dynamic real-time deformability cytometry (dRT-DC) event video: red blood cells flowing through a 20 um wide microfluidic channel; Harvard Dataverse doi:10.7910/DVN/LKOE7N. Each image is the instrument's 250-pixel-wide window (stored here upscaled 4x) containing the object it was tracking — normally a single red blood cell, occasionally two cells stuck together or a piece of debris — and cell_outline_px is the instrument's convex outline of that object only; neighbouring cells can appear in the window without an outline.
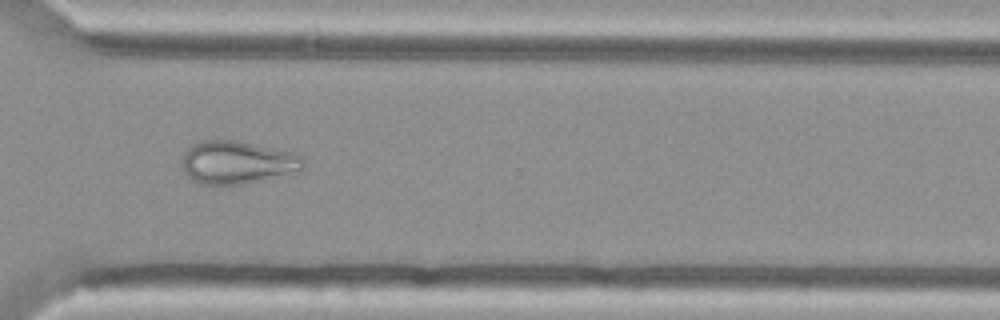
{"species": "Egyptian fruit bat (a non-hibernating species)", "species_latin": "Rousettus aegyptiacus", "temperature_condition": "cold", "stored_images_in_passage": 54, "camera_frame_rate_fps": 3000, "um_per_image_px": 0.085, "animal": {"sex": "female"}, "frame": {"image": 1, "passage_image": 40, "time_ms": 13.0, "image_size_px": [1000, 320], "cell_outline_px": [[304, 168], [244, 184], [200, 184], [192, 180], [184, 172], [184, 152], [192, 144], [200, 140], [232, 140], [292, 152], [300, 156], [304, 160]], "centroid_in_image_um": [20.11, 13.79], "position_along_channel_um": 350.5, "area_um2": 29.59}}
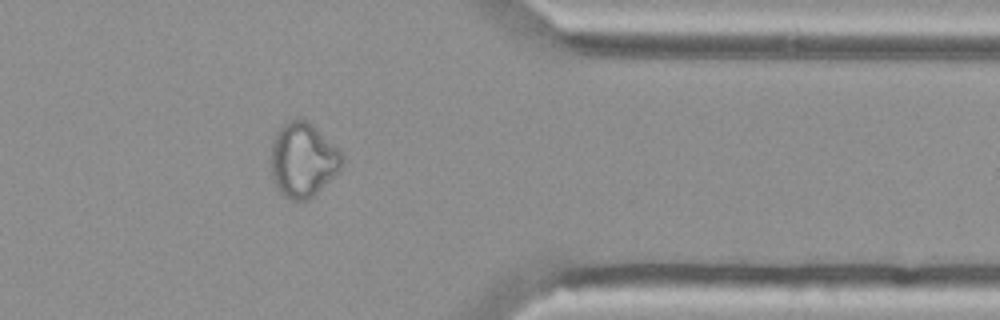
{"frame": {"image": 2, "passage_image": 44, "time_ms": 14.333, "image_size_px": [1000, 320], "cell_outline_px": [[344, 160], [340, 168], [308, 200], [292, 200], [284, 196], [276, 188], [272, 180], [272, 140], [276, 132], [284, 124], [300, 116], [308, 120], [340, 148], [344, 156]], "centroid_in_image_um": [25.76, 13.55], "position_along_channel_um": 385.6, "area_um2": 30.87}}
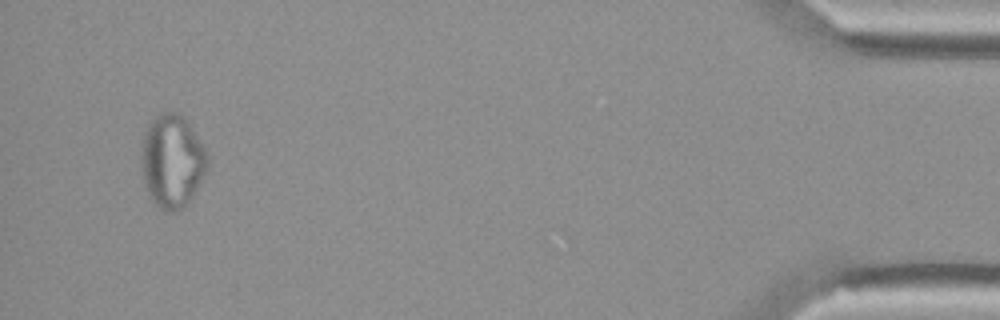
{"frame": {"image": 3, "passage_image": 52, "time_ms": 17.0, "image_size_px": [1000, 320], "cell_outline_px": [[208, 168], [192, 196], [176, 212], [168, 212], [160, 208], [152, 200], [144, 184], [140, 164], [140, 140], [148, 124], [160, 112], [180, 112], [184, 116], [208, 152]], "centroid_in_image_um": [14.6, 13.65], "position_along_channel_um": 420.6, "area_um2": 36.36}}